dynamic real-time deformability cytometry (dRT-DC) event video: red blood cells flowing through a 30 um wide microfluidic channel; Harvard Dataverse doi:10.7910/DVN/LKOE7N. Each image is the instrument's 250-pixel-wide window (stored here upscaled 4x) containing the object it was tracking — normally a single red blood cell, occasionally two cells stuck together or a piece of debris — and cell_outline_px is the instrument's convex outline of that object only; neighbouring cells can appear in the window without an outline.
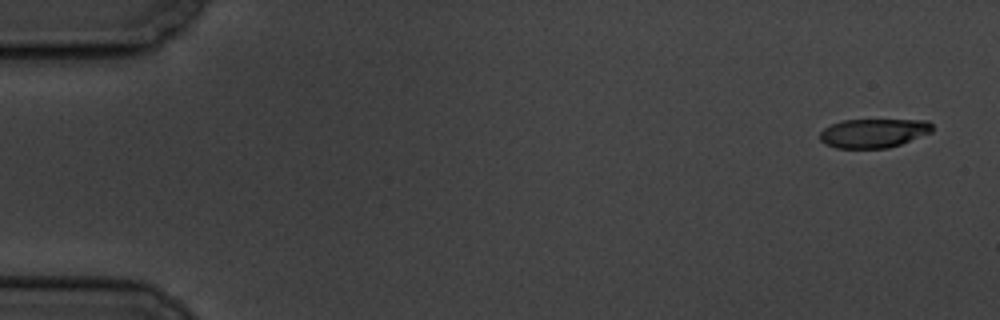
{"species": "common noctule bat (a hibernating species)", "species_latin": "Nyctalus noctula", "temperature_condition": "cold", "stored_images_in_passage": 10, "camera_frame_rate_fps": 3000, "um_per_image_px": 0.085, "animal": {"sex": "male", "body_mass_g": 19.5, "forearm_length_mm": 54.6}, "frame": {"image": 1, "passage_image": 1, "time_ms": 0.0, "image_size_px": [1000, 320], "cell_outline_px": [[932, 132], [900, 144], [888, 148], [836, 148], [824, 144], [820, 140], [820, 132], [824, 128], [832, 124], [844, 120], [928, 120], [932, 124]], "centroid_in_image_um": [74.24, 11.32], "position_along_channel_um": 10.8, "area_um2": 18.96}}
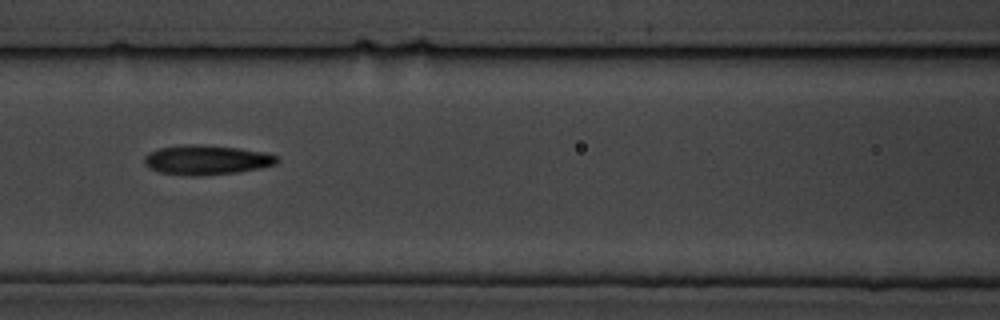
{"frame": {"image": 2, "passage_image": 8, "time_ms": 8.0, "image_size_px": [1000, 320], "cell_outline_px": [[276, 164], [260, 168], [236, 172], [200, 176], [188, 176], [160, 172], [148, 168], [144, 164], [144, 156], [148, 152], [160, 148], [180, 144], [200, 144], [240, 148], [264, 152], [276, 156]], "centroid_in_image_um": [17.49, 13.59], "position_along_channel_um": 149.1, "area_um2": 23.0}}
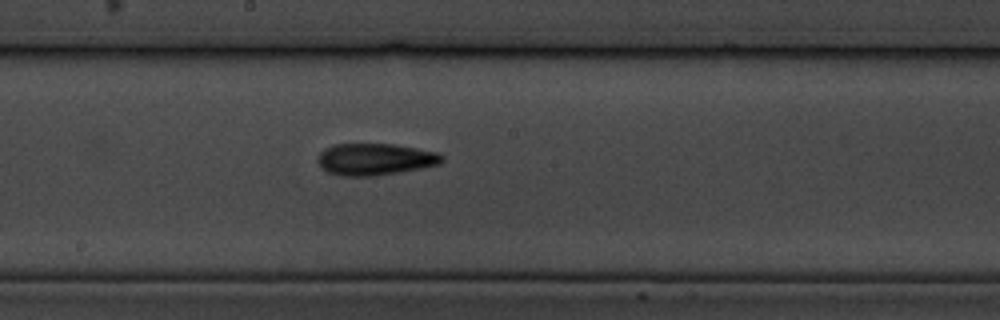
{"frame": {"image": 3, "passage_image": 10, "time_ms": 10.0, "image_size_px": [1000, 320], "cell_outline_px": [[444, 160], [440, 164], [420, 168], [372, 176], [344, 176], [328, 172], [316, 160], [316, 156], [324, 148], [332, 144], [392, 144], [440, 152], [444, 156]], "centroid_in_image_um": [31.88, 13.52], "position_along_channel_um": 216.3, "area_um2": 23.0}}